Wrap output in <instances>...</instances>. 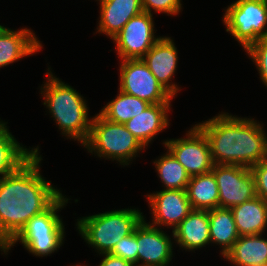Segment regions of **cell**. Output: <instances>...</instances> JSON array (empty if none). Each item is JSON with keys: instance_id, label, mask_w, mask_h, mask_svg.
Wrapping results in <instances>:
<instances>
[{"instance_id": "25", "label": "cell", "mask_w": 267, "mask_h": 266, "mask_svg": "<svg viewBox=\"0 0 267 266\" xmlns=\"http://www.w3.org/2000/svg\"><path fill=\"white\" fill-rule=\"evenodd\" d=\"M164 189H186L191 176L167 149L166 154L153 161Z\"/></svg>"}, {"instance_id": "8", "label": "cell", "mask_w": 267, "mask_h": 266, "mask_svg": "<svg viewBox=\"0 0 267 266\" xmlns=\"http://www.w3.org/2000/svg\"><path fill=\"white\" fill-rule=\"evenodd\" d=\"M119 90L150 104L171 103L173 96L157 81L142 59L121 61Z\"/></svg>"}, {"instance_id": "24", "label": "cell", "mask_w": 267, "mask_h": 266, "mask_svg": "<svg viewBox=\"0 0 267 266\" xmlns=\"http://www.w3.org/2000/svg\"><path fill=\"white\" fill-rule=\"evenodd\" d=\"M150 103L119 90L115 99L100 110V114L115 123L125 124L132 117L142 113Z\"/></svg>"}, {"instance_id": "17", "label": "cell", "mask_w": 267, "mask_h": 266, "mask_svg": "<svg viewBox=\"0 0 267 266\" xmlns=\"http://www.w3.org/2000/svg\"><path fill=\"white\" fill-rule=\"evenodd\" d=\"M100 20L97 32L112 39L125 24L143 12L141 0H99Z\"/></svg>"}, {"instance_id": "4", "label": "cell", "mask_w": 267, "mask_h": 266, "mask_svg": "<svg viewBox=\"0 0 267 266\" xmlns=\"http://www.w3.org/2000/svg\"><path fill=\"white\" fill-rule=\"evenodd\" d=\"M144 218L140 210L121 209L77 219V230L99 255L110 253L115 244L130 235Z\"/></svg>"}, {"instance_id": "27", "label": "cell", "mask_w": 267, "mask_h": 266, "mask_svg": "<svg viewBox=\"0 0 267 266\" xmlns=\"http://www.w3.org/2000/svg\"><path fill=\"white\" fill-rule=\"evenodd\" d=\"M137 253L138 249L135 228L130 235L119 240L109 254L118 256L133 264H137Z\"/></svg>"}, {"instance_id": "29", "label": "cell", "mask_w": 267, "mask_h": 266, "mask_svg": "<svg viewBox=\"0 0 267 266\" xmlns=\"http://www.w3.org/2000/svg\"><path fill=\"white\" fill-rule=\"evenodd\" d=\"M250 169L255 180L256 196L267 202V158H264Z\"/></svg>"}, {"instance_id": "12", "label": "cell", "mask_w": 267, "mask_h": 266, "mask_svg": "<svg viewBox=\"0 0 267 266\" xmlns=\"http://www.w3.org/2000/svg\"><path fill=\"white\" fill-rule=\"evenodd\" d=\"M148 204L152 211V223L161 227H173L172 231L193 210L187 197L186 189H164L159 192L147 194Z\"/></svg>"}, {"instance_id": "15", "label": "cell", "mask_w": 267, "mask_h": 266, "mask_svg": "<svg viewBox=\"0 0 267 266\" xmlns=\"http://www.w3.org/2000/svg\"><path fill=\"white\" fill-rule=\"evenodd\" d=\"M34 34L31 29L21 28L16 31L2 26L0 28V68L41 50L42 43Z\"/></svg>"}, {"instance_id": "18", "label": "cell", "mask_w": 267, "mask_h": 266, "mask_svg": "<svg viewBox=\"0 0 267 266\" xmlns=\"http://www.w3.org/2000/svg\"><path fill=\"white\" fill-rule=\"evenodd\" d=\"M172 237L187 251L210 244L209 210H192L172 231Z\"/></svg>"}, {"instance_id": "2", "label": "cell", "mask_w": 267, "mask_h": 266, "mask_svg": "<svg viewBox=\"0 0 267 266\" xmlns=\"http://www.w3.org/2000/svg\"><path fill=\"white\" fill-rule=\"evenodd\" d=\"M196 125L209 141L214 164L251 168L267 158V134L253 118L222 112Z\"/></svg>"}, {"instance_id": "5", "label": "cell", "mask_w": 267, "mask_h": 266, "mask_svg": "<svg viewBox=\"0 0 267 266\" xmlns=\"http://www.w3.org/2000/svg\"><path fill=\"white\" fill-rule=\"evenodd\" d=\"M68 200L62 194L46 211L32 217L1 251L6 255L19 241L34 256H48L58 251L64 242L65 228L57 212L65 207Z\"/></svg>"}, {"instance_id": "28", "label": "cell", "mask_w": 267, "mask_h": 266, "mask_svg": "<svg viewBox=\"0 0 267 266\" xmlns=\"http://www.w3.org/2000/svg\"><path fill=\"white\" fill-rule=\"evenodd\" d=\"M143 12L153 15L154 12L177 15L182 9L181 0H141Z\"/></svg>"}, {"instance_id": "19", "label": "cell", "mask_w": 267, "mask_h": 266, "mask_svg": "<svg viewBox=\"0 0 267 266\" xmlns=\"http://www.w3.org/2000/svg\"><path fill=\"white\" fill-rule=\"evenodd\" d=\"M240 236L263 234L267 227V202L255 196L231 208Z\"/></svg>"}, {"instance_id": "7", "label": "cell", "mask_w": 267, "mask_h": 266, "mask_svg": "<svg viewBox=\"0 0 267 266\" xmlns=\"http://www.w3.org/2000/svg\"><path fill=\"white\" fill-rule=\"evenodd\" d=\"M223 23L246 51L260 38L267 36V1L236 0L223 15Z\"/></svg>"}, {"instance_id": "21", "label": "cell", "mask_w": 267, "mask_h": 266, "mask_svg": "<svg viewBox=\"0 0 267 266\" xmlns=\"http://www.w3.org/2000/svg\"><path fill=\"white\" fill-rule=\"evenodd\" d=\"M6 122L0 121V179L15 172L33 154L39 155V147L27 149L14 138Z\"/></svg>"}, {"instance_id": "13", "label": "cell", "mask_w": 267, "mask_h": 266, "mask_svg": "<svg viewBox=\"0 0 267 266\" xmlns=\"http://www.w3.org/2000/svg\"><path fill=\"white\" fill-rule=\"evenodd\" d=\"M137 263L169 266L173 257V243L160 227L146 223L145 218L136 226Z\"/></svg>"}, {"instance_id": "11", "label": "cell", "mask_w": 267, "mask_h": 266, "mask_svg": "<svg viewBox=\"0 0 267 266\" xmlns=\"http://www.w3.org/2000/svg\"><path fill=\"white\" fill-rule=\"evenodd\" d=\"M153 15L142 12L132 17L122 30L112 38L121 60L142 59L161 38L155 37Z\"/></svg>"}, {"instance_id": "31", "label": "cell", "mask_w": 267, "mask_h": 266, "mask_svg": "<svg viewBox=\"0 0 267 266\" xmlns=\"http://www.w3.org/2000/svg\"><path fill=\"white\" fill-rule=\"evenodd\" d=\"M155 266V265H141V264H139V265H137V264H134V266Z\"/></svg>"}, {"instance_id": "14", "label": "cell", "mask_w": 267, "mask_h": 266, "mask_svg": "<svg viewBox=\"0 0 267 266\" xmlns=\"http://www.w3.org/2000/svg\"><path fill=\"white\" fill-rule=\"evenodd\" d=\"M142 60L157 81L175 97L180 88L175 83H171L178 63V51L173 40L170 37H161Z\"/></svg>"}, {"instance_id": "22", "label": "cell", "mask_w": 267, "mask_h": 266, "mask_svg": "<svg viewBox=\"0 0 267 266\" xmlns=\"http://www.w3.org/2000/svg\"><path fill=\"white\" fill-rule=\"evenodd\" d=\"M209 232L211 243L220 245L224 257L240 236L232 210L219 207L209 210Z\"/></svg>"}, {"instance_id": "23", "label": "cell", "mask_w": 267, "mask_h": 266, "mask_svg": "<svg viewBox=\"0 0 267 266\" xmlns=\"http://www.w3.org/2000/svg\"><path fill=\"white\" fill-rule=\"evenodd\" d=\"M193 210L219 207V191L213 172L192 176L186 187Z\"/></svg>"}, {"instance_id": "10", "label": "cell", "mask_w": 267, "mask_h": 266, "mask_svg": "<svg viewBox=\"0 0 267 266\" xmlns=\"http://www.w3.org/2000/svg\"><path fill=\"white\" fill-rule=\"evenodd\" d=\"M211 171L218 186L219 208L231 209L256 196L255 180L249 167L214 164Z\"/></svg>"}, {"instance_id": "9", "label": "cell", "mask_w": 267, "mask_h": 266, "mask_svg": "<svg viewBox=\"0 0 267 266\" xmlns=\"http://www.w3.org/2000/svg\"><path fill=\"white\" fill-rule=\"evenodd\" d=\"M163 144L191 177L213 169L209 141L196 124L189 129L186 138L169 139Z\"/></svg>"}, {"instance_id": "6", "label": "cell", "mask_w": 267, "mask_h": 266, "mask_svg": "<svg viewBox=\"0 0 267 266\" xmlns=\"http://www.w3.org/2000/svg\"><path fill=\"white\" fill-rule=\"evenodd\" d=\"M84 147L100 158L116 160L124 166L129 165L145 149L124 124L112 122L100 113L93 117L91 132Z\"/></svg>"}, {"instance_id": "16", "label": "cell", "mask_w": 267, "mask_h": 266, "mask_svg": "<svg viewBox=\"0 0 267 266\" xmlns=\"http://www.w3.org/2000/svg\"><path fill=\"white\" fill-rule=\"evenodd\" d=\"M170 106L171 103L150 104L124 125L147 148L155 136L169 125Z\"/></svg>"}, {"instance_id": "20", "label": "cell", "mask_w": 267, "mask_h": 266, "mask_svg": "<svg viewBox=\"0 0 267 266\" xmlns=\"http://www.w3.org/2000/svg\"><path fill=\"white\" fill-rule=\"evenodd\" d=\"M262 235L239 236L224 258L235 266H267V239Z\"/></svg>"}, {"instance_id": "26", "label": "cell", "mask_w": 267, "mask_h": 266, "mask_svg": "<svg viewBox=\"0 0 267 266\" xmlns=\"http://www.w3.org/2000/svg\"><path fill=\"white\" fill-rule=\"evenodd\" d=\"M246 52L257 66L261 82L267 87V36L252 44Z\"/></svg>"}, {"instance_id": "30", "label": "cell", "mask_w": 267, "mask_h": 266, "mask_svg": "<svg viewBox=\"0 0 267 266\" xmlns=\"http://www.w3.org/2000/svg\"><path fill=\"white\" fill-rule=\"evenodd\" d=\"M104 258L98 266H134L133 263L124 260L118 256L107 254H101Z\"/></svg>"}, {"instance_id": "3", "label": "cell", "mask_w": 267, "mask_h": 266, "mask_svg": "<svg viewBox=\"0 0 267 266\" xmlns=\"http://www.w3.org/2000/svg\"><path fill=\"white\" fill-rule=\"evenodd\" d=\"M47 81L41 86L44 105L62 134L84 146L89 138L93 118L88 117L86 100L72 86L59 80L48 68Z\"/></svg>"}, {"instance_id": "1", "label": "cell", "mask_w": 267, "mask_h": 266, "mask_svg": "<svg viewBox=\"0 0 267 266\" xmlns=\"http://www.w3.org/2000/svg\"><path fill=\"white\" fill-rule=\"evenodd\" d=\"M41 160V155L33 154L15 172L0 179V250L62 195L42 177Z\"/></svg>"}]
</instances>
